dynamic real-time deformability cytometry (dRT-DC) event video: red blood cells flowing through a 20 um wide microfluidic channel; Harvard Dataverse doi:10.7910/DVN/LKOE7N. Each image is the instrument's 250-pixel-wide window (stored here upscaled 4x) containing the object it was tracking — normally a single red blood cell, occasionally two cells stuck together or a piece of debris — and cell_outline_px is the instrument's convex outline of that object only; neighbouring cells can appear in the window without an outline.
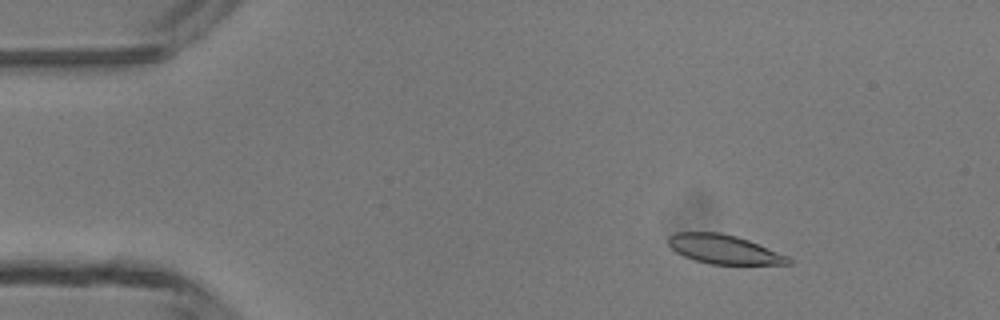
{"species": "common noctule bat (a hibernating species)", "species_latin": "Nyctalus noctula", "temperature_condition": "room temperature", "stored_images_in_passage": 42, "camera_frame_rate_fps": 3000, "um_per_image_px": 0.085, "animal": {"sex": "male", "body_mass_g": 13.3}, "frame": {"image": 1, "passage_image": 2, "time_ms": 0.333, "image_size_px": [1000, 320], "cell_outline_px": [[792, 264], [708, 264], [684, 256], [676, 252], [668, 244], [668, 236], [676, 232], [720, 232], [736, 236], [748, 240], [788, 256], [792, 260]], "centroid_in_image_um": [61.52, 21.19], "position_along_channel_um": 23.5, "area_um2": 20.23}}
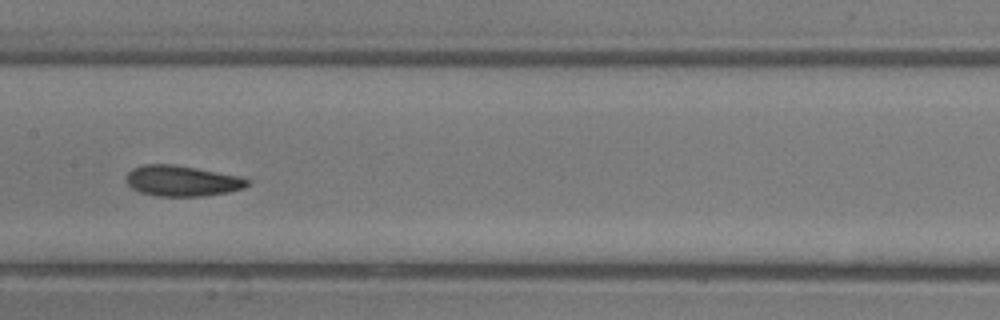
{"frame": {"image": 2, "passage_image": 19, "time_ms": 6.0, "image_size_px": [1000, 320], "cell_outline_px": [[252, 180], [244, 188], [228, 192], [204, 196], [156, 196], [140, 192], [132, 188], [124, 180], [128, 172], [132, 168], [144, 164], [172, 164], [196, 168], [240, 176]], "centroid_in_image_um": [15.46, 15.37], "position_along_channel_um": 191.9, "area_um2": 21.79}}
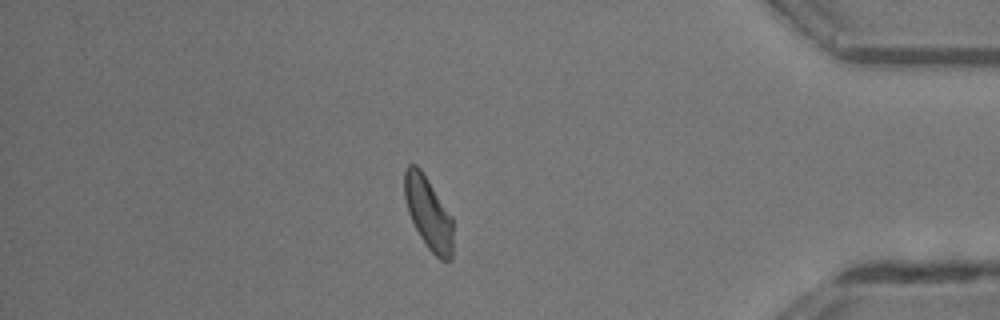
{"frame": {"image": 3, "passage_image": 36, "time_ms": 11.667, "image_size_px": [1000, 320], "cell_outline_px": [[452, 260], [440, 260], [428, 248], [420, 236], [408, 212], [404, 196], [404, 168], [408, 164], [416, 164], [420, 168], [452, 216]], "centroid_in_image_um": [36.4, 18.09], "position_along_channel_um": 398.8, "area_um2": 20.4}, "authors_computed_cell_mechanics": {"area_um2": 21.1548, "velocity_mm_per_s": 4.3418, "shape_relaxation_time_tau1_ms": 3.4845, "shape_relaxation_time_tau2_ms": 4.0013, "deformation_change_tau1": 0.122, "deformation_change_tau2": 0.1051}}